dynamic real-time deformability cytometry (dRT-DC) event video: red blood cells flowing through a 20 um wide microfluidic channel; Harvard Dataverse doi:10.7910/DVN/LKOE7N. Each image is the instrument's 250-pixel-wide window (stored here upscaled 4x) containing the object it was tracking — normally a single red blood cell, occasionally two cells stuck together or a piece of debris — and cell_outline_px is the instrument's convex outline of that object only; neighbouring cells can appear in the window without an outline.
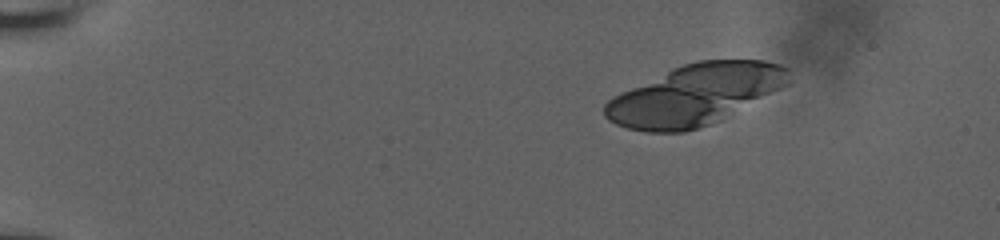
{"species": "human", "species_latin": "Homo sapiens", "temperature_condition": "room temperature", "stored_images_in_passage": 15, "camera_frame_rate_fps": 3000, "um_per_image_px": 0.085, "donor": {"sex": "male"}, "frame": {"image": 1, "passage_image": 1, "time_ms": 0.0, "image_size_px": [1000, 240], "cell_outline_px": [[788, 84], [720, 120], [684, 132], [648, 132], [628, 128], [616, 124], [608, 120], [604, 116], [604, 104], [608, 100], [672, 68], [696, 60], [764, 60], [780, 64], [788, 68]], "centroid_in_image_um": [59.08, 8.05], "position_along_channel_um": 25.9, "area_um2": 64.04}}